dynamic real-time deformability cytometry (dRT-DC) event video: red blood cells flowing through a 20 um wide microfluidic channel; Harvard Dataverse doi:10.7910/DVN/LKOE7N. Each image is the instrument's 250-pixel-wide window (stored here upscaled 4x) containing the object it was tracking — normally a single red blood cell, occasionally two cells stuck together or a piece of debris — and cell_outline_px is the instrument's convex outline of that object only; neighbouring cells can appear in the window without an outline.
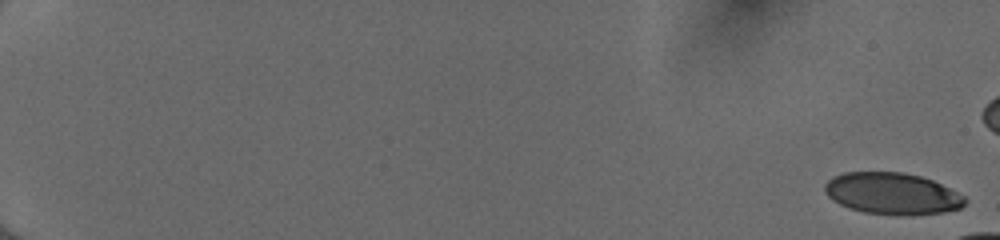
{"species": "human", "species_latin": "Homo sapiens", "temperature_condition": "cold", "stored_images_in_passage": 18, "camera_frame_rate_fps": 3000, "um_per_image_px": 0.085, "donor": {"sex": "female"}, "frame": {"image": 1, "passage_image": 1, "time_ms": 0.0, "image_size_px": [1000, 240], "cell_outline_px": [[968, 200], [960, 208], [944, 212], [912, 216], [896, 216], [864, 212], [848, 208], [832, 200], [824, 192], [824, 184], [832, 176], [844, 172], [904, 172], [920, 176], [932, 180], [964, 196]], "centroid_in_image_um": [75.81, 16.47], "position_along_channel_um": 9.2, "area_um2": 34.39}}